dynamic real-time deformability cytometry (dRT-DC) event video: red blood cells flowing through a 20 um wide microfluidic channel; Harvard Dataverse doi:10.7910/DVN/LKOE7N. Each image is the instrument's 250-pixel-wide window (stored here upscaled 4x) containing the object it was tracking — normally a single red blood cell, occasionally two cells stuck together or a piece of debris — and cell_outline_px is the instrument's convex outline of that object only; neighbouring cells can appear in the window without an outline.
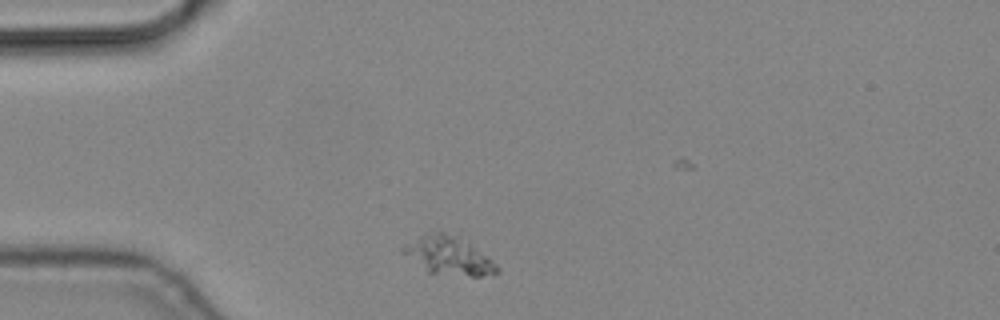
{"species": "common noctule bat (a hibernating species)", "species_latin": "Nyctalus noctula", "temperature_condition": "cold", "stored_images_in_passage": 4, "camera_frame_rate_fps": 3000, "um_per_image_px": 0.085, "animal": {"sex": "male", "body_mass_g": 19.2, "forearm_length_mm": 51.8}, "frame": {"image": 1, "passage_image": 1, "time_ms": 0.0, "image_size_px": [1000, 320], "cell_outline_px": [[500, 272], [480, 276], [468, 276], [428, 272], [400, 252], [400, 248], [420, 236], [436, 228], [468, 244], [488, 256], [500, 268]], "centroid_in_image_um": [38.1, 21.73], "position_along_channel_um": 46.9, "area_um2": 20.52}}
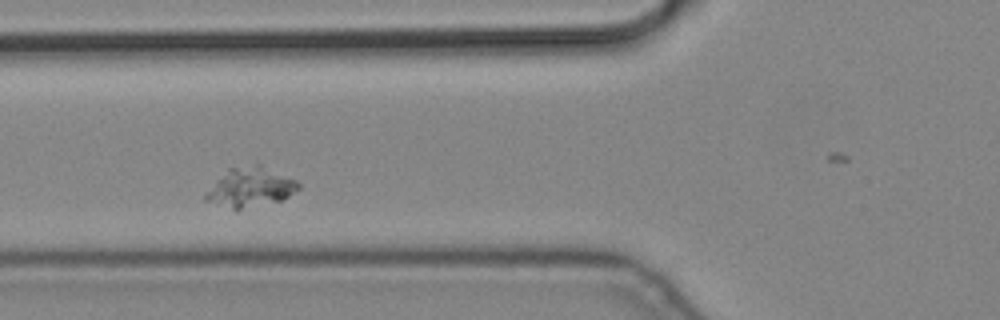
{"frame": {"image": 2, "passage_image": 3, "time_ms": 0.667, "image_size_px": [1000, 320], "cell_outline_px": [[300, 188], [288, 196], [280, 200], [236, 212], [204, 200], [204, 196], [216, 180], [228, 168], [256, 164], [260, 164], [296, 180], [300, 184]], "centroid_in_image_um": [21.25, 15.95], "position_along_channel_um": 104.5, "area_um2": 21.5}}